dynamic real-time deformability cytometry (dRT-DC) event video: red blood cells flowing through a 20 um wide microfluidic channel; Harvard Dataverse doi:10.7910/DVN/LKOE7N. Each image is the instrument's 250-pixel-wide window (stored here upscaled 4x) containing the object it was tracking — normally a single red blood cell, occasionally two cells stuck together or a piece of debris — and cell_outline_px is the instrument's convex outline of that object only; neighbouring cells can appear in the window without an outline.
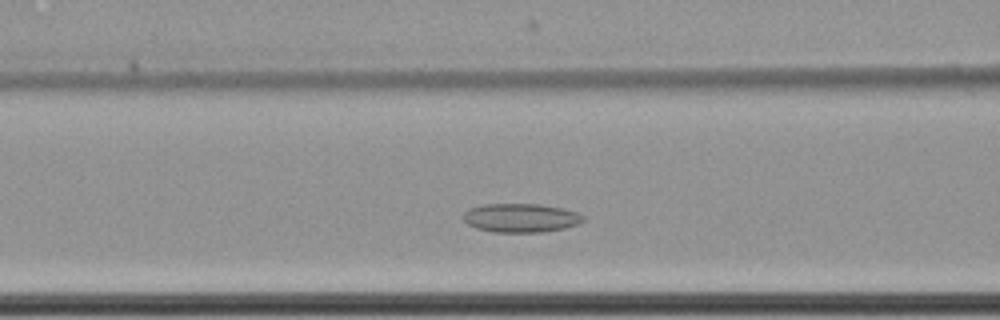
{"species": "common noctule bat (a hibernating species)", "species_latin": "Nyctalus noctula", "temperature_condition": "cold", "stored_images_in_passage": 42, "camera_frame_rate_fps": 3000, "um_per_image_px": 0.085, "animal": {"sex": "female", "body_mass_g": 22.7, "forearm_length_mm": 54.2}, "frame": {"image": 1, "passage_image": 14, "time_ms": 4.333, "image_size_px": [1000, 320], "cell_outline_px": [[584, 220], [580, 224], [564, 228], [544, 232], [492, 232], [476, 228], [468, 224], [460, 216], [468, 208], [484, 204], [540, 204], [580, 212], [584, 216]], "centroid_in_image_um": [44.26, 18.52], "position_along_channel_um": 122.3, "area_um2": 20.4}}
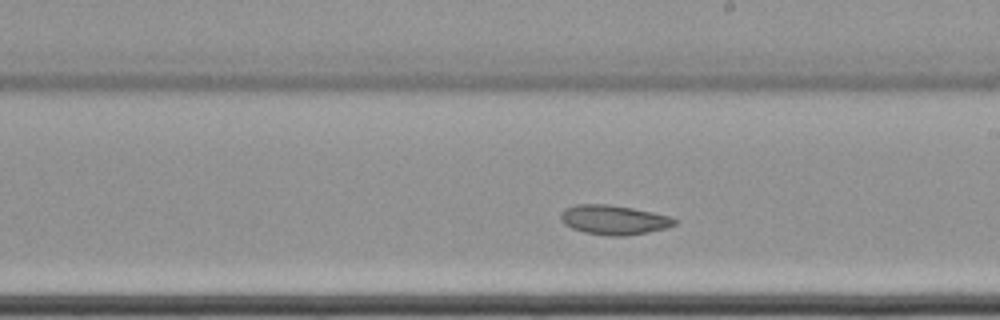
{"frame": {"image": 2, "passage_image": 24, "time_ms": 7.667, "image_size_px": [1000, 320], "cell_outline_px": [[680, 220], [676, 224], [668, 228], [648, 232], [624, 236], [612, 236], [584, 232], [572, 228], [564, 224], [560, 220], [560, 212], [564, 208], [576, 204], [608, 204], [632, 208], [672, 216]], "centroid_in_image_um": [52.2, 18.68], "position_along_channel_um": 236.8, "area_um2": 19.83}}
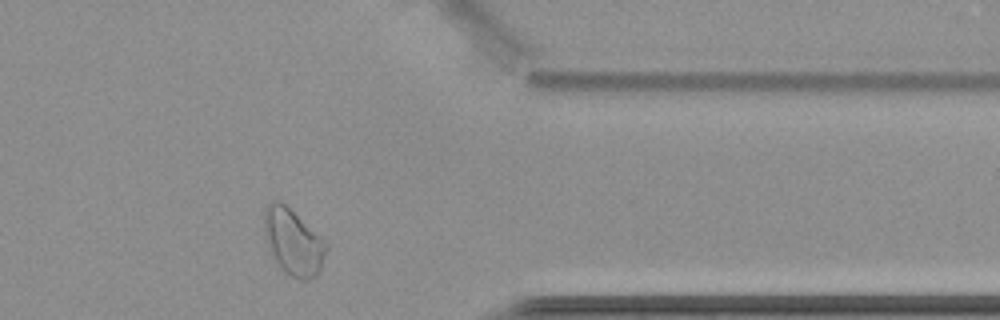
{"frame": {"image": 3, "passage_image": 38, "time_ms": 12.333, "image_size_px": [1000, 320], "cell_outline_px": [[328, 248], [320, 272], [308, 280], [300, 280], [284, 272], [268, 248], [264, 232], [264, 208], [272, 200], [280, 200], [320, 236], [328, 244]], "centroid_in_image_um": [24.92, 20.57], "position_along_channel_um": 386.5, "area_um2": 23.81}, "authors_computed_cell_mechanics": {"area_um2": 20.6057, "velocity_mm_per_s": 3.4386, "shape_relaxation_time_tau1_ms": null, "shape_relaxation_time_tau2_ms": 4.1251, "deformation_change_tau1": null, "deformation_change_tau2": 0.0775}}